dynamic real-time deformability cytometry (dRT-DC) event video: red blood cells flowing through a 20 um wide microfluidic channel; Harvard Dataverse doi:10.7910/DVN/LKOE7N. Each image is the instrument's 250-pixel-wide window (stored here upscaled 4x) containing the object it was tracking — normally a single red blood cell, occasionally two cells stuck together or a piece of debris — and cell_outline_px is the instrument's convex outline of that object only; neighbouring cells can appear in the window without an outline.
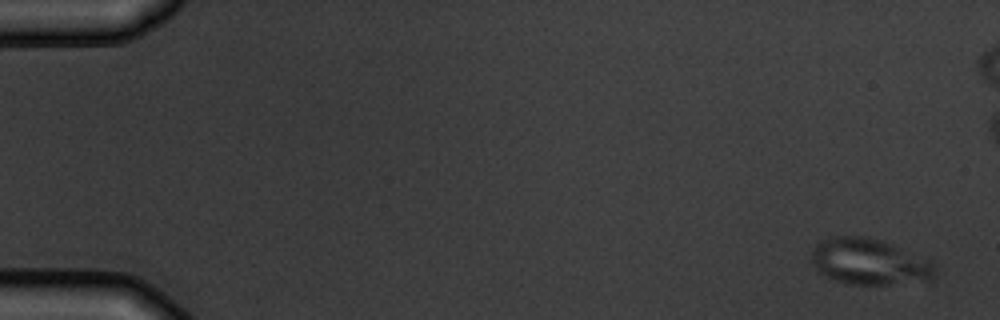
{"species": "common noctule bat (a hibernating species)", "species_latin": "Nyctalus noctula", "temperature_condition": "warm", "stored_images_in_passage": 6, "camera_frame_rate_fps": 3000, "um_per_image_px": 0.085, "animal": {"sex": "male", "body_mass_g": 19.5, "forearm_length_mm": 54.6}, "frame": {"image": 1, "passage_image": 1, "time_ms": 0.0, "image_size_px": [1000, 320], "cell_outline_px": [[936, 272], [932, 280], [888, 284], [848, 284], [824, 276], [812, 264], [812, 252], [816, 244], [820, 240], [832, 236], [864, 236], [884, 240], [928, 260], [936, 264]], "centroid_in_image_um": [73.89, 22.24], "position_along_channel_um": 11.1, "area_um2": 33.29}}